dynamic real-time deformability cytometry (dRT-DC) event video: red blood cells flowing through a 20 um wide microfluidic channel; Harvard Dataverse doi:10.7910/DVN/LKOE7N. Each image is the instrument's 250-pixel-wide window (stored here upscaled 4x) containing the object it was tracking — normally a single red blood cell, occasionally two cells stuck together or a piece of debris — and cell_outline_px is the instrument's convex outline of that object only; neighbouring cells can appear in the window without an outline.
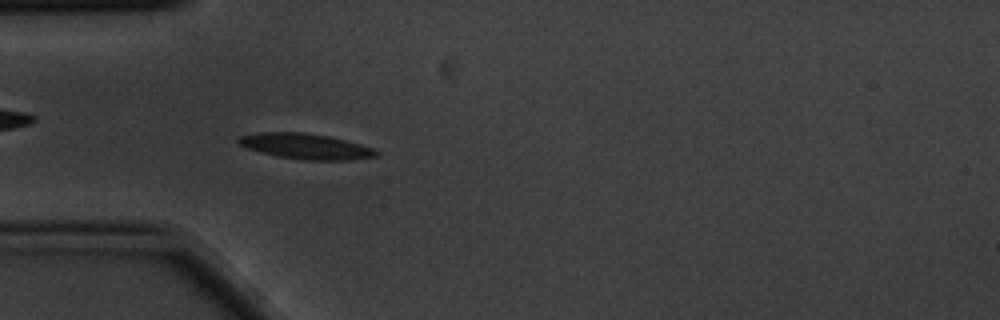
{"species": "common noctule bat (a hibernating species)", "species_latin": "Nyctalus noctula", "temperature_condition": "cold", "stored_images_in_passage": 4, "camera_frame_rate_fps": 3000, "um_per_image_px": 0.085, "animal": {"sex": "male", "body_mass_g": 20.1, "forearm_length_mm": 53.5}, "frame": {"image": 1, "passage_image": 4, "time_ms": 1.0, "image_size_px": [1000, 320], "cell_outline_px": [[380, 152], [376, 156], [352, 160], [304, 160], [280, 156], [260, 152], [248, 148], [240, 144], [236, 140], [240, 136], [260, 132], [304, 132], [328, 136], [360, 144], [372, 148]], "centroid_in_image_um": [26.0, 12.43], "position_along_channel_um": 59.0, "area_um2": 20.29}}